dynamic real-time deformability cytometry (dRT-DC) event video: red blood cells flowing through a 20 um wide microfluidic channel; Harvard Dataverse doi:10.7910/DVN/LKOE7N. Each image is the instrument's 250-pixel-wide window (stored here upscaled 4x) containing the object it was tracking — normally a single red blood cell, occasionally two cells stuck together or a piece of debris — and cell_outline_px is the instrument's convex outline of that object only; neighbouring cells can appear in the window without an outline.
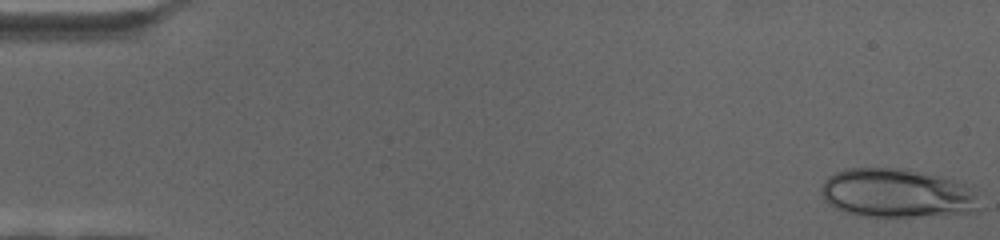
{"species": "human", "species_latin": "Homo sapiens", "temperature_condition": "cold", "stored_images_in_passage": 68, "camera_frame_rate_fps": 3000, "um_per_image_px": 0.085, "donor": {"sex": "female"}, "frame": {"image": 1, "passage_image": 1, "time_ms": 0.0, "image_size_px": [1000, 240], "cell_outline_px": [[980, 208], [976, 212], [916, 216], [864, 216], [848, 212], [836, 208], [828, 204], [824, 200], [820, 192], [828, 176], [836, 172], [848, 168], [904, 168], [940, 176], [960, 184], [972, 196]], "centroid_in_image_um": [76.12, 16.42], "position_along_channel_um": 8.9, "area_um2": 44.04}}
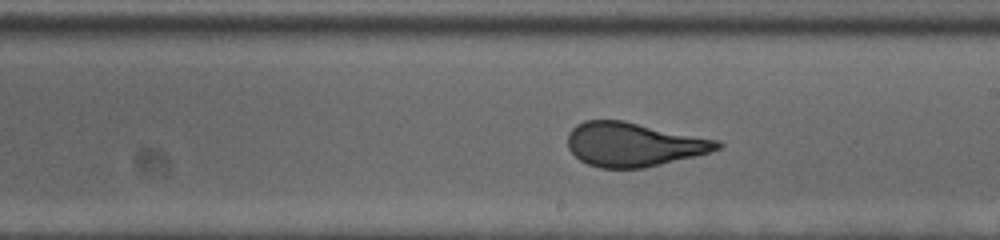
{"frame": {"image": 2, "passage_image": 39, "time_ms": 12.667, "image_size_px": [1000, 240], "cell_outline_px": [[724, 144], [720, 148], [696, 156], [644, 168], [600, 168], [588, 164], [580, 160], [568, 148], [568, 132], [576, 124], [584, 120], [624, 120], [720, 140]], "centroid_in_image_um": [53.86, 12.27], "position_along_channel_um": 235.1, "area_um2": 38.55}}
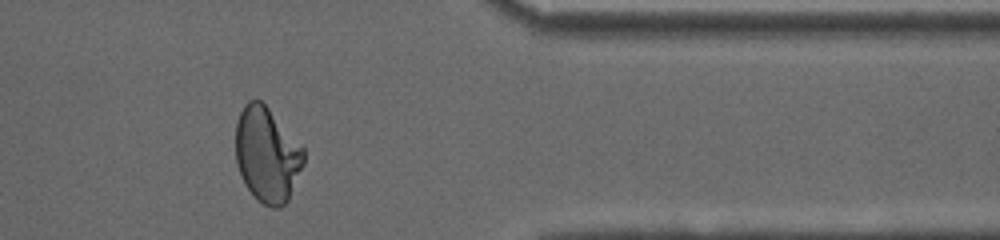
{"frame": {"image": 3, "passage_image": 56, "time_ms": 18.333, "image_size_px": [1000, 240], "cell_outline_px": [[304, 164], [288, 200], [280, 208], [272, 208], [264, 204], [248, 188], [236, 164], [236, 124], [240, 112], [244, 104], [248, 100], [260, 100], [304, 144]], "centroid_in_image_um": [22.73, 13.11], "position_along_channel_um": 388.7, "area_um2": 37.74}}